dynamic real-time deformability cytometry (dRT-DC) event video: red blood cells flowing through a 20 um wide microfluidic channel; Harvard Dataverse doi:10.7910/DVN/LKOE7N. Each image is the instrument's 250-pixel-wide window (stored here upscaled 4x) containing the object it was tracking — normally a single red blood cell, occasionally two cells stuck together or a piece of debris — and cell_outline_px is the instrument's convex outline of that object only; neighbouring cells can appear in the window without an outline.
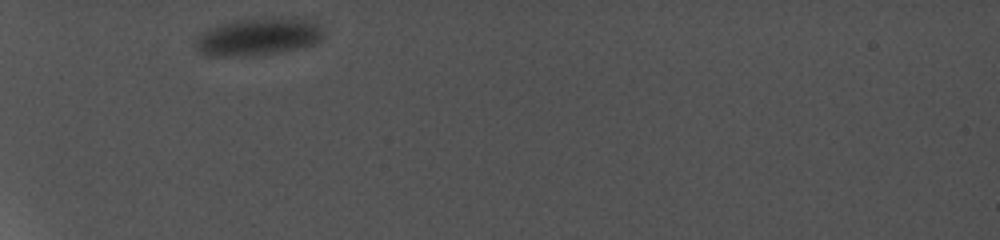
{"species": "common noctule bat (a hibernating species)", "species_latin": "Nyctalus noctula", "temperature_condition": "cold", "stored_images_in_passage": 10, "camera_frame_rate_fps": 5000, "um_per_image_px": 0.085, "animal": {"sex": "female", "body_mass_g": 19.0, "forearm_length_mm": 56.7}, "frame": {"image": 1, "passage_image": 1, "time_ms": 0.0, "image_size_px": [1000, 240], "cell_outline_px": [[324, 32], [320, 40], [316, 44], [300, 48], [280, 52], [252, 56], [204, 56], [196, 48], [196, 40], [208, 28], [220, 24], [236, 20], [260, 16], [280, 16], [304, 20], [316, 24]], "centroid_in_image_um": [21.94, 3.11], "position_along_channel_um": 63.1, "area_um2": 28.32}}
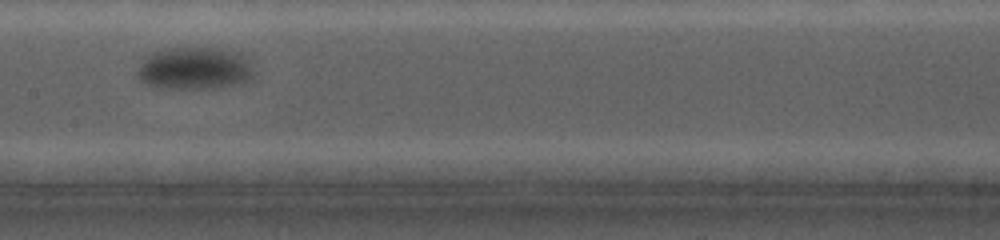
{"frame": {"image": 2, "passage_image": 6, "time_ms": 4.6, "image_size_px": [1000, 240], "cell_outline_px": [[252, 76], [244, 80], [224, 84], [196, 88], [156, 84], [144, 80], [136, 72], [140, 60], [144, 56], [152, 52], [164, 48], [232, 48], [240, 52], [244, 56], [252, 72]], "centroid_in_image_um": [16.5, 5.7], "position_along_channel_um": 190.9, "area_um2": 27.34}}